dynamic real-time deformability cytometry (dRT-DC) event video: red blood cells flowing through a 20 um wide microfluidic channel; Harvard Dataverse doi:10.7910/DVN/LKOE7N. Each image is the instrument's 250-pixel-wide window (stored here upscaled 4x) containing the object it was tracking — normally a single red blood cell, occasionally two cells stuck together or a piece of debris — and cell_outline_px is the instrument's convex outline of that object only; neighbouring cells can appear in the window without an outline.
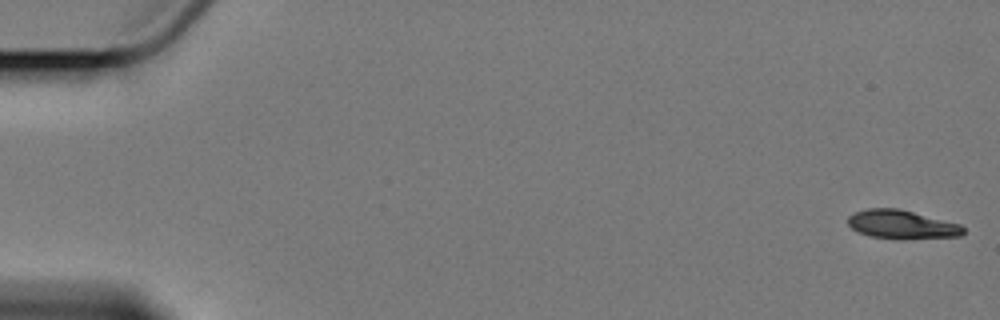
{"species": "Egyptian fruit bat (a non-hibernating species)", "species_latin": "Rousettus aegyptiacus", "temperature_condition": "cold", "stored_images_in_passage": 8, "camera_frame_rate_fps": 3000, "um_per_image_px": 0.085, "animal": {"sex": "female"}, "frame": {"image": 1, "passage_image": 1, "time_ms": 0.0, "image_size_px": [1000, 320], "cell_outline_px": [[964, 232], [960, 236], [900, 240], [896, 240], [872, 236], [860, 232], [852, 228], [848, 224], [848, 216], [856, 212], [868, 208], [900, 208], [960, 224], [964, 228]], "centroid_in_image_um": [76.67, 19.09], "position_along_channel_um": 8.3, "area_um2": 19.42}}
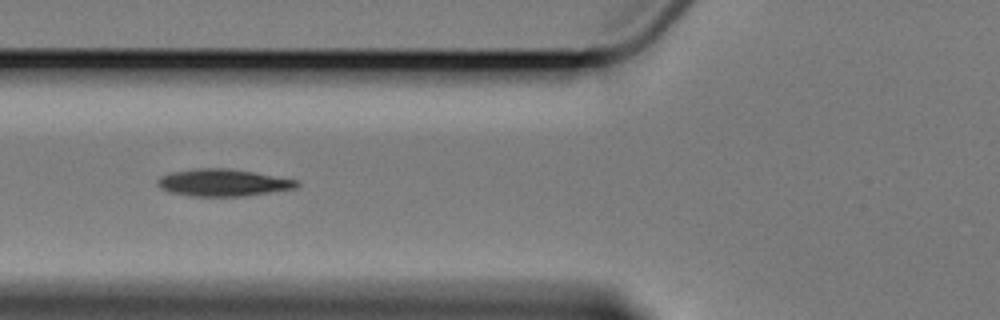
{"frame": {"image": 2, "passage_image": 7, "time_ms": 7.333, "image_size_px": [1000, 320], "cell_outline_px": [[300, 184], [296, 188], [244, 196], [188, 196], [168, 192], [160, 188], [156, 184], [156, 180], [160, 176], [172, 172], [196, 168], [224, 168], [252, 172], [296, 180]], "centroid_in_image_um": [18.88, 15.53], "position_along_channel_um": 106.9, "area_um2": 21.91}}
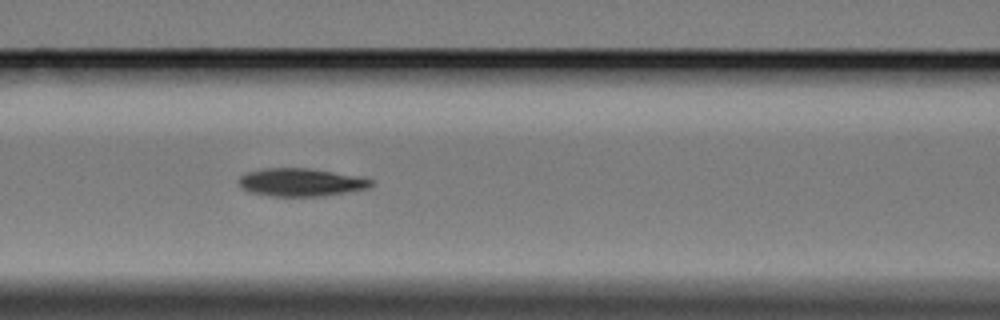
{"frame": {"image": 3, "passage_image": 8, "time_ms": 8.333, "image_size_px": [1000, 320], "cell_outline_px": [[376, 184], [372, 188], [324, 196], [272, 196], [252, 192], [244, 188], [240, 184], [240, 176], [244, 172], [264, 168], [308, 168], [364, 176], [372, 180]], "centroid_in_image_um": [25.69, 15.48], "position_along_channel_um": 140.9, "area_um2": 21.85}}